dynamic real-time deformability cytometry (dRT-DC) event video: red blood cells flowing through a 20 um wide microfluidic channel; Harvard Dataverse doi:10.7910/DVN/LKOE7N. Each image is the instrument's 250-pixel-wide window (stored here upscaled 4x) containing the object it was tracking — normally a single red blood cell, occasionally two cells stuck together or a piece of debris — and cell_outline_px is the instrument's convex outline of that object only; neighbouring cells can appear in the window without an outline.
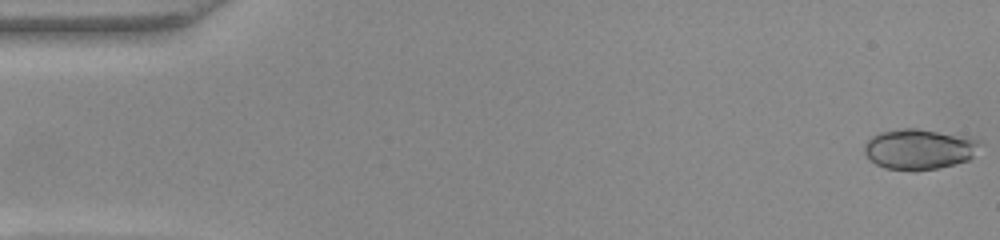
{"species": "common noctule bat (a hibernating species)", "species_latin": "Nyctalus noctula", "temperature_condition": "warm", "stored_images_in_passage": 50, "camera_frame_rate_fps": 3000, "um_per_image_px": 0.085, "animal": {"sex": "female", "body_mass_g": 22.0, "forearm_length_mm": 56.7}, "frame": {"image": 1, "passage_image": 1, "time_ms": 0.0, "image_size_px": [1000, 240], "cell_outline_px": [[980, 140], [972, 156], [968, 160], [936, 168], [916, 172], [912, 172], [884, 168], [868, 160], [864, 152], [864, 144], [872, 136], [880, 132], [904, 128], [916, 128], [968, 136]], "centroid_in_image_um": [78.06, 12.69], "position_along_channel_um": 6.9, "area_um2": 27.4}}
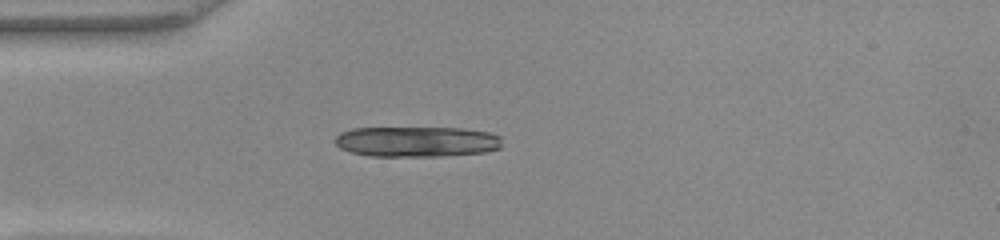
{"frame": {"image": 2, "passage_image": 14, "time_ms": 4.333, "image_size_px": [1000, 240], "cell_outline_px": [[500, 148], [484, 152], [440, 156], [368, 156], [352, 152], [340, 148], [336, 144], [336, 136], [340, 132], [352, 128], [464, 128], [488, 132], [500, 136]], "centroid_in_image_um": [35.4, 12.03], "position_along_channel_um": 49.6, "area_um2": 29.59}}